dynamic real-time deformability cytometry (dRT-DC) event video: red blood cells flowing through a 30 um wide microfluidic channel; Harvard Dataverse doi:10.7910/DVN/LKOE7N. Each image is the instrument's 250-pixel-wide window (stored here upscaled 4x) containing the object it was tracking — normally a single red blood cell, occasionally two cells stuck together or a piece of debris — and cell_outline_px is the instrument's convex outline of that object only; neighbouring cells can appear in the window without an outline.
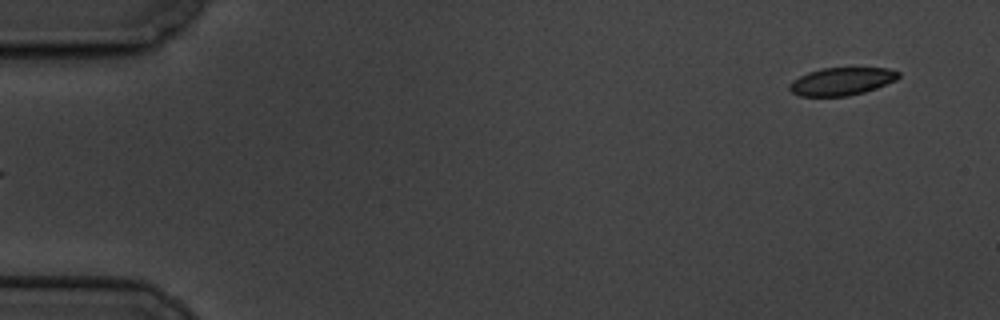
{"species": "common noctule bat (a hibernating species)", "species_latin": "Nyctalus noctula", "temperature_condition": "cold", "stored_images_in_passage": 6, "segment_of_instrument_passage": [2, 2], "camera_frame_rate_fps": 3000, "um_per_image_px": 0.085, "animal": {"sex": "male", "body_mass_g": 19.5, "forearm_length_mm": 54.6}, "frame": {"image": 1, "passage_image": 6, "time_ms": 6.333, "image_size_px": [1000, 320], "cell_outline_px": [[900, 76], [896, 80], [876, 88], [864, 92], [848, 96], [800, 96], [792, 92], [788, 88], [788, 84], [792, 80], [808, 72], [820, 68], [888, 68], [900, 72]], "centroid_in_image_um": [71.53, 6.91], "position_along_channel_um": 13.5, "area_um2": 17.69}}